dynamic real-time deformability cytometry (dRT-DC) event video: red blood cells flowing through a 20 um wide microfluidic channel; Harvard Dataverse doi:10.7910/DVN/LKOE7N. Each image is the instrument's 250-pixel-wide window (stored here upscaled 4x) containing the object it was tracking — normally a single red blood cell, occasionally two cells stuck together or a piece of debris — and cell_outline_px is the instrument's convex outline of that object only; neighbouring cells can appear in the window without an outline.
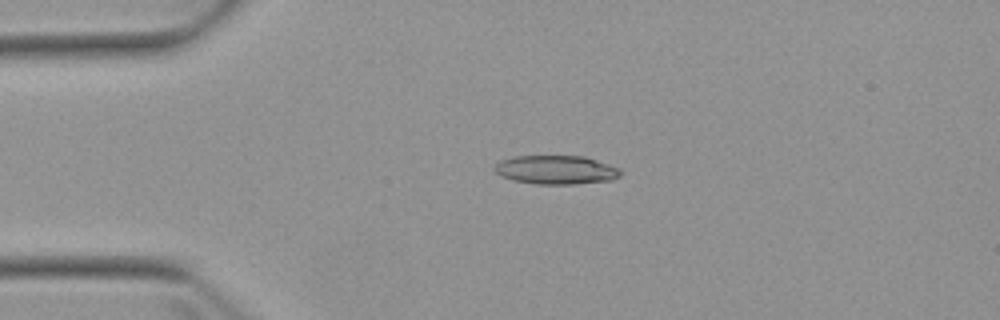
{"species": "Egyptian fruit bat (a non-hibernating species)", "species_latin": "Rousettus aegyptiacus", "temperature_condition": "warm", "stored_images_in_passage": 2, "camera_frame_rate_fps": 3000, "um_per_image_px": 0.085, "animal": {"sex": "female"}, "frame": {"image": 1, "passage_image": 2, "time_ms": 2.0, "image_size_px": [1000, 320], "cell_outline_px": [[620, 176], [612, 180], [572, 184], [536, 184], [512, 180], [500, 176], [492, 168], [500, 160], [512, 156], [584, 156], [620, 168]], "centroid_in_image_um": [47.22, 14.43], "position_along_channel_um": 37.8, "area_um2": 21.21}}